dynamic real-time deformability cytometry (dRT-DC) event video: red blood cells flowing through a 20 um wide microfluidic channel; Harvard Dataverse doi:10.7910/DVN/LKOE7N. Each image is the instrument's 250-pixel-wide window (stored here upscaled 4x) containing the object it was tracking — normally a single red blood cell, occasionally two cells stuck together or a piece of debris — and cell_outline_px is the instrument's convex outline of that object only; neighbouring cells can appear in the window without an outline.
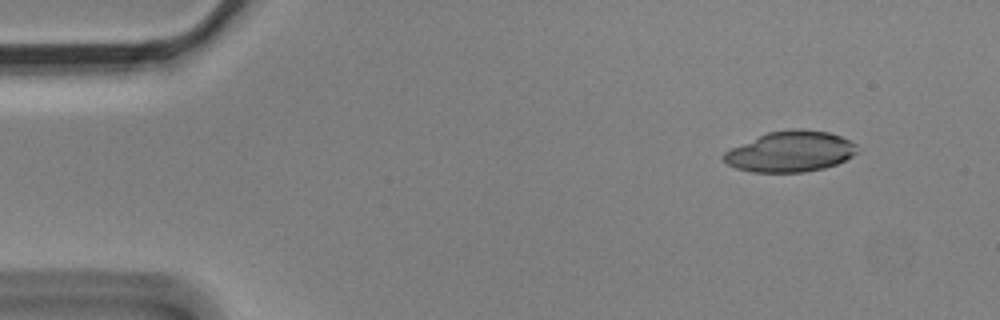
{"species": "Egyptian fruit bat (a non-hibernating species)", "species_latin": "Rousettus aegyptiacus", "temperature_condition": "cold", "stored_images_in_passage": 4, "camera_frame_rate_fps": 3000, "um_per_image_px": 0.085, "animal": {"sex": "male"}, "frame": {"image": 1, "passage_image": 1, "time_ms": 0.0, "image_size_px": [1000, 320], "cell_outline_px": [[856, 152], [852, 156], [836, 164], [824, 168], [804, 172], [752, 172], [736, 168], [728, 164], [720, 156], [724, 152], [732, 148], [768, 132], [792, 128], [800, 128], [828, 132], [840, 136], [856, 144]], "centroid_in_image_um": [67.17, 12.88], "position_along_channel_um": 17.8, "area_um2": 31.44}}